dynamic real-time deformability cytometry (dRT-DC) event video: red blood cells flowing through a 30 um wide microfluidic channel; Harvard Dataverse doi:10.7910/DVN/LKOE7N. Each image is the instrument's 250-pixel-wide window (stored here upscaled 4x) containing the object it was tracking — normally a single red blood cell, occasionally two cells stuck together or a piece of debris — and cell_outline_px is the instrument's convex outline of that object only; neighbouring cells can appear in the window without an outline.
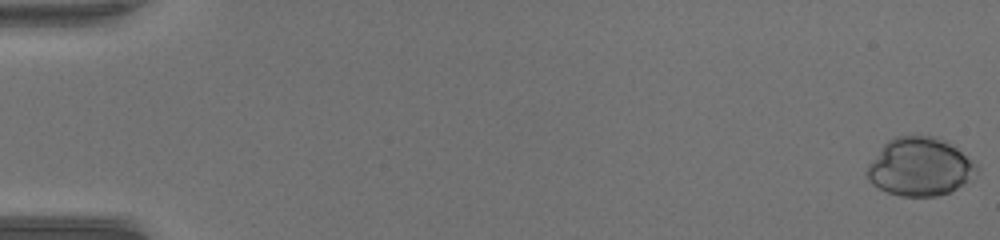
{"species": "common noctule bat (a hibernating species)", "species_latin": "Nyctalus noctula", "temperature_condition": "warm", "stored_images_in_passage": 51, "camera_frame_rate_fps": 3000, "um_per_image_px": 0.085, "animal": {"sex": "female", "body_mass_g": 17.0, "forearm_length_mm": 48.0}, "frame": {"image": 1, "passage_image": 1, "time_ms": 0.0, "image_size_px": [1000, 240], "cell_outline_px": [[980, 168], [968, 180], [956, 188], [948, 192], [936, 196], [900, 196], [888, 192], [872, 184], [868, 180], [864, 172], [868, 164], [884, 144], [888, 140], [896, 136], [936, 136], [944, 140], [956, 148], [976, 164]], "centroid_in_image_um": [78.14, 14.18], "position_along_channel_um": 6.9, "area_um2": 36.88}}
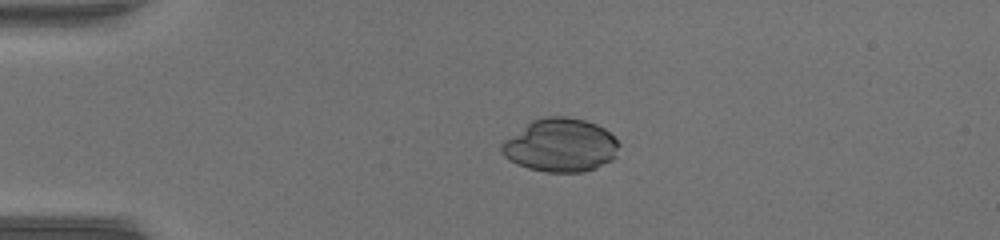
{"frame": {"image": 2, "passage_image": 13, "time_ms": 4.0, "image_size_px": [1000, 240], "cell_outline_px": [[620, 144], [616, 156], [612, 160], [596, 168], [584, 172], [544, 172], [528, 168], [516, 164], [504, 156], [500, 152], [500, 144], [504, 140], [532, 120], [548, 116], [564, 116], [584, 120], [596, 124], [604, 128]], "centroid_in_image_um": [47.63, 12.36], "position_along_channel_um": 37.4, "area_um2": 36.59}}
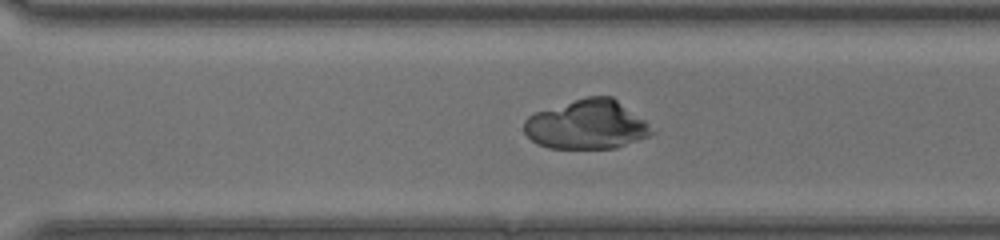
{"frame": {"image": 3, "passage_image": 37, "time_ms": 12.0, "image_size_px": [1000, 240], "cell_outline_px": [[656, 132], [648, 136], [616, 148], [548, 148], [536, 144], [524, 132], [524, 120], [528, 116], [536, 112], [588, 96], [612, 96], [644, 120]], "centroid_in_image_um": [49.87, 10.6], "position_along_channel_um": 320.7, "area_um2": 36.3}}